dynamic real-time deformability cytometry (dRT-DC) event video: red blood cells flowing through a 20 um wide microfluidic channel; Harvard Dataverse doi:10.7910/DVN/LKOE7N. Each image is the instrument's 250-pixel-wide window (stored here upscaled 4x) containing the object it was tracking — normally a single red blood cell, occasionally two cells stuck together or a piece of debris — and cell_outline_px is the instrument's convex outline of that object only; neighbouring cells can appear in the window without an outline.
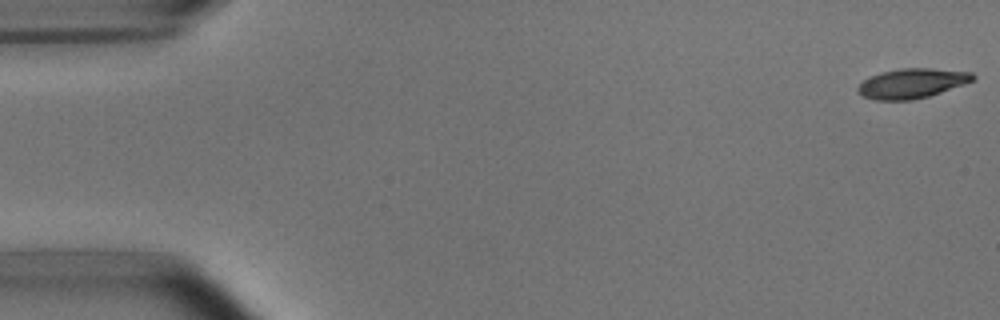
{"species": "common noctule bat (a hibernating species)", "species_latin": "Nyctalus noctula", "temperature_condition": "room temperature", "stored_images_in_passage": 52, "camera_frame_rate_fps": 3000, "um_per_image_px": 0.085, "animal": {"sex": "male", "body_mass_g": 15.6}, "frame": {"image": 1, "passage_image": 1, "time_ms": 0.0, "image_size_px": [1000, 320], "cell_outline_px": [[976, 76], [972, 80], [964, 84], [928, 96], [912, 100], [876, 100], [864, 96], [856, 88], [864, 80], [872, 76], [884, 72], [900, 68], [928, 68], [972, 72]], "centroid_in_image_um": [77.53, 7.08], "position_along_channel_um": 7.5, "area_um2": 19.54}}
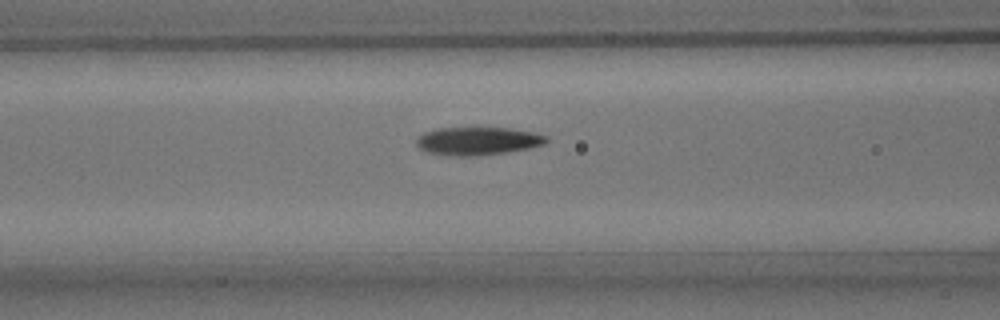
{"frame": {"image": 2, "passage_image": 21, "time_ms": 6.667, "image_size_px": [1000, 320], "cell_outline_px": [[548, 140], [544, 144], [528, 148], [508, 152], [472, 156], [456, 156], [428, 152], [420, 148], [416, 144], [416, 140], [424, 132], [436, 128], [508, 128], [536, 132], [548, 136]], "centroid_in_image_um": [40.64, 11.98], "position_along_channel_um": 126.0, "area_um2": 21.15}}
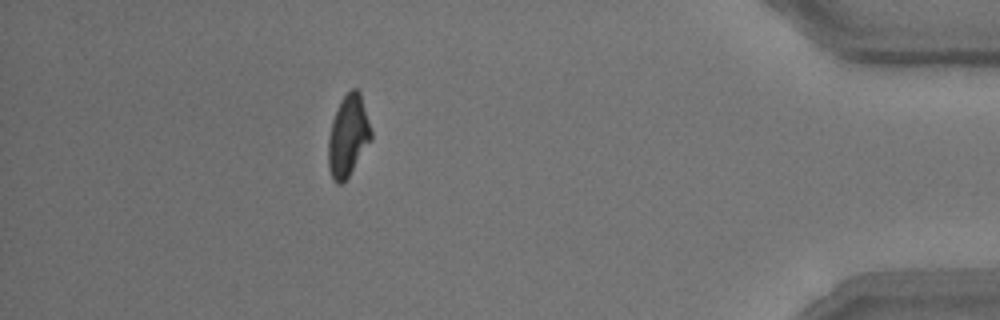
{"frame": {"image": 3, "passage_image": 47, "time_ms": 15.333, "image_size_px": [1000, 320], "cell_outline_px": [[372, 140], [344, 184], [336, 184], [332, 180], [328, 168], [328, 136], [332, 120], [340, 100], [352, 88], [356, 88], [360, 92], [372, 132]], "centroid_in_image_um": [29.58, 11.6], "position_along_channel_um": 405.6, "area_um2": 20.63}, "authors_computed_cell_mechanics": {"area_um2": 21.0392, "velocity_mm_per_s": 3.797, "shape_relaxation_time_tau1_ms": 3.4466, "shape_relaxation_time_tau2_ms": 3.9889, "deformation_change_tau1": 0.1614, "deformation_change_tau2": 0.1191}}